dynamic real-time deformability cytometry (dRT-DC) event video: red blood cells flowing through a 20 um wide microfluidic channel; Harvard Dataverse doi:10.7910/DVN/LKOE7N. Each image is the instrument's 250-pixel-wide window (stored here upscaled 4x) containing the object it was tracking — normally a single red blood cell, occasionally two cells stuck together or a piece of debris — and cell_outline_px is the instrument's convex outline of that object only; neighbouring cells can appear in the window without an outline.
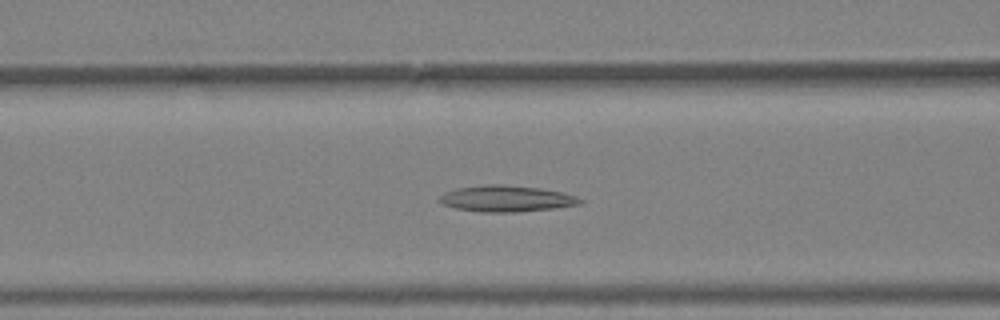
{"species": "Egyptian fruit bat (a non-hibernating species)", "species_latin": "Rousettus aegyptiacus", "temperature_condition": "warm", "stored_images_in_passage": 35, "camera_frame_rate_fps": 3000, "um_per_image_px": 0.085, "animal": {"sex": "female"}, "frame": {"image": 1, "passage_image": 12, "time_ms": 3.667, "image_size_px": [1000, 320], "cell_outline_px": [[584, 200], [580, 204], [552, 208], [516, 212], [480, 212], [456, 208], [440, 204], [436, 200], [444, 192], [456, 188], [484, 184], [504, 184], [540, 188], [560, 192], [576, 196]], "centroid_in_image_um": [42.97, 16.87], "position_along_channel_um": 123.6, "area_um2": 21.62}}
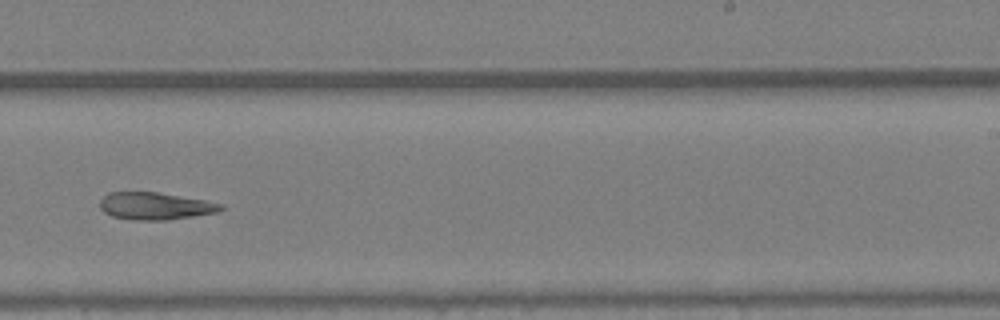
{"frame": {"image": 2, "passage_image": 21, "time_ms": 6.667, "image_size_px": [1000, 320], "cell_outline_px": [[224, 208], [216, 212], [168, 220], [132, 220], [112, 216], [104, 212], [100, 208], [100, 200], [108, 192], [156, 192], [204, 200], [224, 204]], "centroid_in_image_um": [13.17, 17.51], "position_along_channel_um": 275.8, "area_um2": 19.13}}
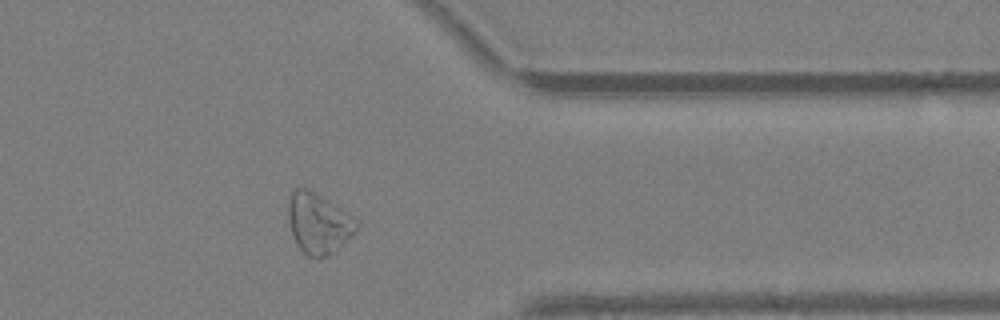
{"frame": {"image": 3, "passage_image": 28, "time_ms": 9.0, "image_size_px": [1000, 320], "cell_outline_px": [[360, 224], [356, 232], [336, 252], [320, 260], [316, 260], [308, 256], [296, 244], [288, 220], [288, 192], [296, 184], [300, 184], [316, 192], [356, 216]], "centroid_in_image_um": [27.08, 18.94], "position_along_channel_um": 384.3, "area_um2": 25.43}}